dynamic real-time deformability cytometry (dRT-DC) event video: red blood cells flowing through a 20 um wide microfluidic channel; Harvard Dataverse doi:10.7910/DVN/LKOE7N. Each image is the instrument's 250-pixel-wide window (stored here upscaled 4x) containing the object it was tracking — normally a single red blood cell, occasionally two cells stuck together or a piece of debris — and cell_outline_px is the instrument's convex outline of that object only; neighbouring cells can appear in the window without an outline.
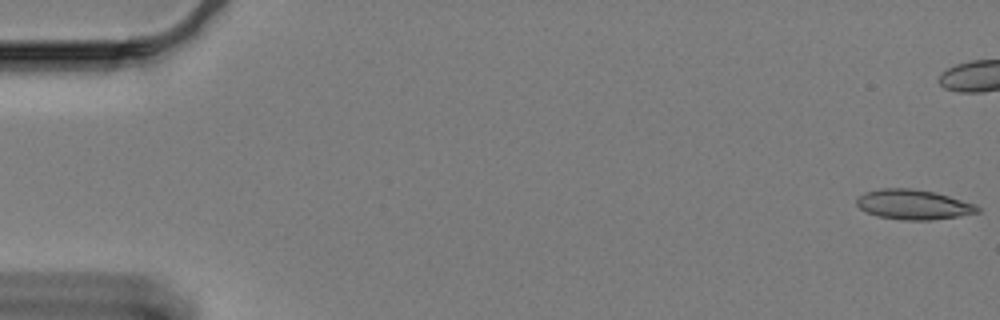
{"species": "Egyptian fruit bat (a non-hibernating species)", "species_latin": "Rousettus aegyptiacus", "temperature_condition": "cold", "stored_images_in_passage": 51, "camera_frame_rate_fps": 3000, "um_per_image_px": 0.085, "animal": {"sex": "female"}, "frame": {"image": 1, "passage_image": 1, "time_ms": 0.0, "image_size_px": [1000, 320], "cell_outline_px": [[980, 212], [956, 216], [928, 220], [904, 220], [876, 216], [860, 208], [856, 204], [856, 200], [864, 192], [880, 188], [912, 188], [932, 192], [948, 196], [976, 204], [980, 208]], "centroid_in_image_um": [77.62, 17.38], "position_along_channel_um": 7.4, "area_um2": 20.87}}
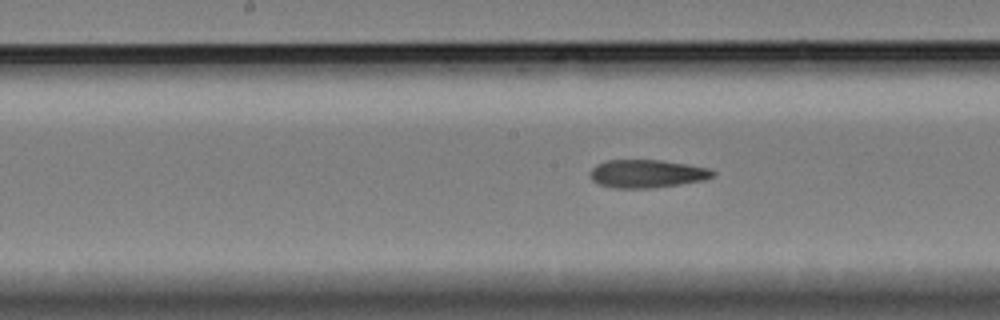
{"frame": {"image": 2, "passage_image": 31, "time_ms": 10.0, "image_size_px": [1000, 320], "cell_outline_px": [[716, 172], [712, 176], [704, 180], [680, 184], [652, 188], [616, 188], [600, 184], [592, 180], [592, 168], [596, 164], [608, 160], [660, 160], [708, 168]], "centroid_in_image_um": [54.99, 14.76], "position_along_channel_um": 193.2, "area_um2": 19.77}}
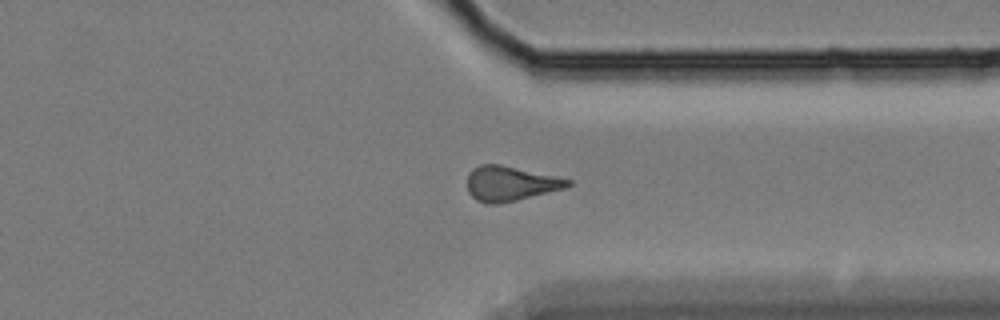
{"frame": {"image": 3, "passage_image": 47, "time_ms": 15.333, "image_size_px": [1000, 320], "cell_outline_px": [[572, 184], [564, 188], [516, 200], [496, 204], [488, 204], [476, 200], [468, 192], [468, 176], [472, 168], [480, 164], [500, 164], [572, 180]], "centroid_in_image_um": [43.34, 15.6], "position_along_channel_um": 368.1, "area_um2": 20.11}, "authors_computed_cell_mechanics": {"area_um2": 20.2878, "velocity_mm_per_s": 3.2918, "shape_relaxation_time_tau1_ms": null, "shape_relaxation_time_tau2_ms": 6.5482, "deformation_change_tau1": null, "deformation_change_tau2": 0.1626}}